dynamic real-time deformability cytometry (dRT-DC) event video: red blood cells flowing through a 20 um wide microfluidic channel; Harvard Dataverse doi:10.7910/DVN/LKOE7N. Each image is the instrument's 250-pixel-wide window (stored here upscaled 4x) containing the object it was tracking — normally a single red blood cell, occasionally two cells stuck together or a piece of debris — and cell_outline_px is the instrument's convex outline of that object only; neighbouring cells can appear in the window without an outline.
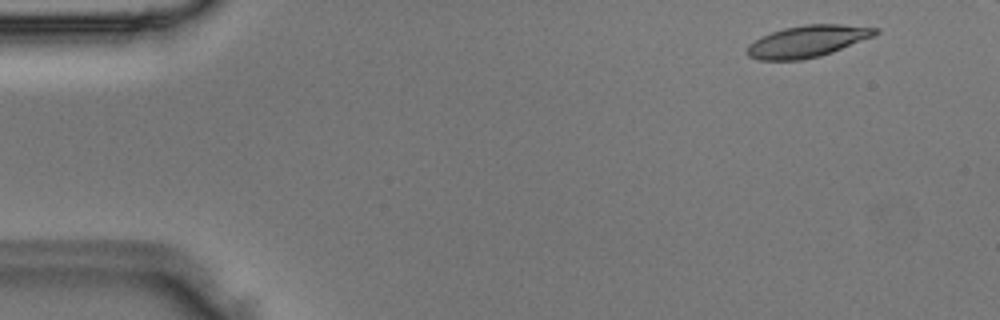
{"species": "Egyptian fruit bat (a non-hibernating species)", "species_latin": "Rousettus aegyptiacus", "temperature_condition": "room temperature", "stored_images_in_passage": 5, "camera_frame_rate_fps": 3000, "um_per_image_px": 0.085, "animal": {"sex": "male"}, "frame": {"image": 1, "passage_image": 1, "time_ms": 0.0, "image_size_px": [1000, 320], "cell_outline_px": [[880, 32], [876, 36], [832, 52], [820, 56], [800, 60], [760, 60], [748, 56], [744, 52], [744, 48], [748, 44], [760, 36], [784, 28], [808, 24], [840, 24], [880, 28]], "centroid_in_image_um": [68.63, 3.51], "position_along_channel_um": 16.4, "area_um2": 24.04}}